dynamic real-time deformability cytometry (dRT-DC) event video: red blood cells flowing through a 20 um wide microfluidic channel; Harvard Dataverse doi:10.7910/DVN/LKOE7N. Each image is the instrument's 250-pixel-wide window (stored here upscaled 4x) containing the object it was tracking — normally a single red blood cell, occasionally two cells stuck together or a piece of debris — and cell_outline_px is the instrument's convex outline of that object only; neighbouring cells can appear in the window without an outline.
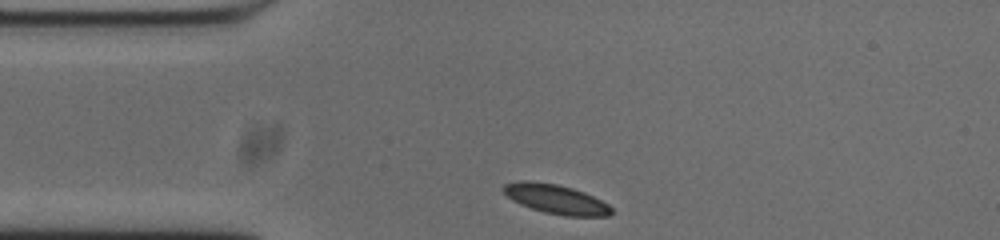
{"species": "common noctule bat (a hibernating species)", "species_latin": "Nyctalus noctula", "temperature_condition": "cold", "stored_images_in_passage": 33, "camera_frame_rate_fps": 3000, "um_per_image_px": 0.085, "animal": {"sex": "male", "body_mass_g": 20.0, "forearm_length_mm": 53.3}, "frame": {"image": 1, "passage_image": 1, "time_ms": 0.0, "image_size_px": [1000, 240], "cell_outline_px": [[612, 212], [608, 216], [564, 216], [544, 212], [520, 204], [512, 200], [500, 188], [504, 184], [520, 180], [528, 180], [556, 184], [572, 188], [584, 192], [608, 204], [612, 208]], "centroid_in_image_um": [47.22, 16.92], "position_along_channel_um": 37.8, "area_um2": 18.44}}
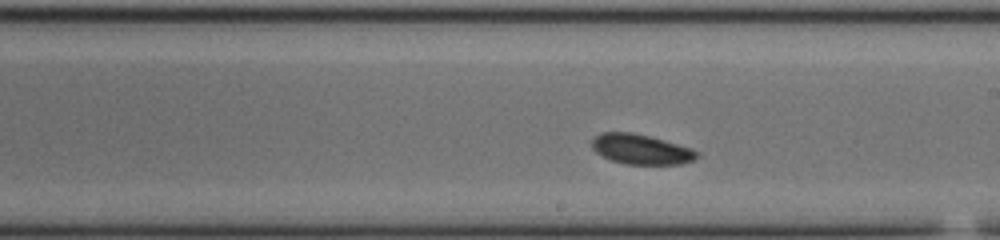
{"frame": {"image": 2, "passage_image": 19, "time_ms": 6.0, "image_size_px": [1000, 240], "cell_outline_px": [[700, 156], [696, 160], [680, 164], [624, 164], [612, 160], [596, 152], [592, 148], [592, 140], [596, 136], [604, 132], [632, 132], [648, 136], [692, 148]], "centroid_in_image_um": [54.51, 12.69], "position_along_channel_um": 234.5, "area_um2": 18.21}}
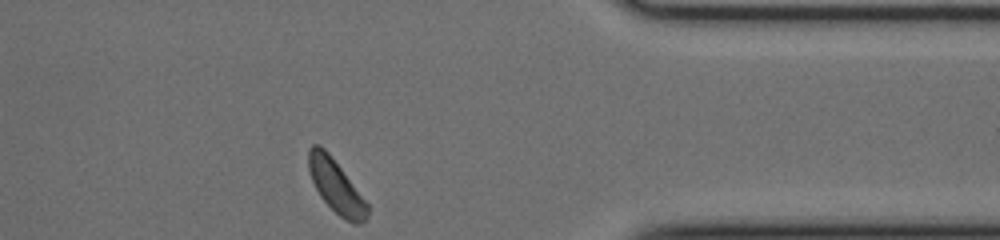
{"frame": {"image": 3, "passage_image": 33, "time_ms": 10.667, "image_size_px": [1000, 240], "cell_outline_px": [[368, 216], [360, 224], [352, 224], [344, 220], [320, 196], [312, 180], [308, 168], [308, 148], [312, 144], [320, 144], [328, 152], [368, 204]], "centroid_in_image_um": [28.54, 15.83], "position_along_channel_um": 382.9, "area_um2": 17.92}, "authors_computed_cell_mechanics": {"area_um2": 18.496, "velocity_mm_per_s": 3.6408, "shape_relaxation_time_tau1_ms": 1.6441, "shape_relaxation_time_tau2_ms": 4.9908, "deformation_change_tau1": 0.0429, "deformation_change_tau2": 0.0674}}